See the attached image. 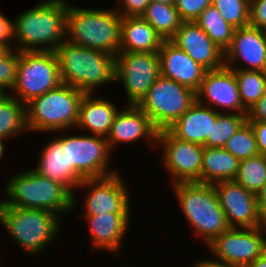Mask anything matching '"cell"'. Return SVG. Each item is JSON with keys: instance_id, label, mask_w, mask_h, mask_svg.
I'll use <instances>...</instances> for the list:
<instances>
[{"instance_id": "obj_1", "label": "cell", "mask_w": 266, "mask_h": 267, "mask_svg": "<svg viewBox=\"0 0 266 267\" xmlns=\"http://www.w3.org/2000/svg\"><path fill=\"white\" fill-rule=\"evenodd\" d=\"M67 11L65 0H45L18 15L13 22V37L19 44L15 49L55 51L66 40Z\"/></svg>"}, {"instance_id": "obj_2", "label": "cell", "mask_w": 266, "mask_h": 267, "mask_svg": "<svg viewBox=\"0 0 266 267\" xmlns=\"http://www.w3.org/2000/svg\"><path fill=\"white\" fill-rule=\"evenodd\" d=\"M54 52L63 84L92 94L97 86L115 81V56L107 52L75 45L67 40Z\"/></svg>"}, {"instance_id": "obj_3", "label": "cell", "mask_w": 266, "mask_h": 267, "mask_svg": "<svg viewBox=\"0 0 266 267\" xmlns=\"http://www.w3.org/2000/svg\"><path fill=\"white\" fill-rule=\"evenodd\" d=\"M121 17L115 8L103 11L68 4L66 39L75 45L116 56L120 52Z\"/></svg>"}, {"instance_id": "obj_4", "label": "cell", "mask_w": 266, "mask_h": 267, "mask_svg": "<svg viewBox=\"0 0 266 267\" xmlns=\"http://www.w3.org/2000/svg\"><path fill=\"white\" fill-rule=\"evenodd\" d=\"M5 187L9 200H1L0 206L43 209L57 215L73 209V194L33 169L16 174Z\"/></svg>"}, {"instance_id": "obj_5", "label": "cell", "mask_w": 266, "mask_h": 267, "mask_svg": "<svg viewBox=\"0 0 266 267\" xmlns=\"http://www.w3.org/2000/svg\"><path fill=\"white\" fill-rule=\"evenodd\" d=\"M173 185L185 218L207 246L229 228L213 184L181 182Z\"/></svg>"}, {"instance_id": "obj_6", "label": "cell", "mask_w": 266, "mask_h": 267, "mask_svg": "<svg viewBox=\"0 0 266 267\" xmlns=\"http://www.w3.org/2000/svg\"><path fill=\"white\" fill-rule=\"evenodd\" d=\"M84 92L61 83L25 105L27 131L54 132L76 127Z\"/></svg>"}, {"instance_id": "obj_7", "label": "cell", "mask_w": 266, "mask_h": 267, "mask_svg": "<svg viewBox=\"0 0 266 267\" xmlns=\"http://www.w3.org/2000/svg\"><path fill=\"white\" fill-rule=\"evenodd\" d=\"M0 223L17 245L39 254L59 231L58 215L48 210L0 206Z\"/></svg>"}, {"instance_id": "obj_8", "label": "cell", "mask_w": 266, "mask_h": 267, "mask_svg": "<svg viewBox=\"0 0 266 267\" xmlns=\"http://www.w3.org/2000/svg\"><path fill=\"white\" fill-rule=\"evenodd\" d=\"M61 83L58 59L54 51H19L16 82L12 91L20 96L17 99L21 103L26 105Z\"/></svg>"}, {"instance_id": "obj_9", "label": "cell", "mask_w": 266, "mask_h": 267, "mask_svg": "<svg viewBox=\"0 0 266 267\" xmlns=\"http://www.w3.org/2000/svg\"><path fill=\"white\" fill-rule=\"evenodd\" d=\"M195 101L192 89L160 75L137 105L160 131L171 126Z\"/></svg>"}, {"instance_id": "obj_10", "label": "cell", "mask_w": 266, "mask_h": 267, "mask_svg": "<svg viewBox=\"0 0 266 267\" xmlns=\"http://www.w3.org/2000/svg\"><path fill=\"white\" fill-rule=\"evenodd\" d=\"M115 81L123 82L128 103L137 105L161 75L158 52H119Z\"/></svg>"}, {"instance_id": "obj_11", "label": "cell", "mask_w": 266, "mask_h": 267, "mask_svg": "<svg viewBox=\"0 0 266 267\" xmlns=\"http://www.w3.org/2000/svg\"><path fill=\"white\" fill-rule=\"evenodd\" d=\"M262 227L228 228L209 245L218 261L237 267H247L266 252Z\"/></svg>"}, {"instance_id": "obj_12", "label": "cell", "mask_w": 266, "mask_h": 267, "mask_svg": "<svg viewBox=\"0 0 266 267\" xmlns=\"http://www.w3.org/2000/svg\"><path fill=\"white\" fill-rule=\"evenodd\" d=\"M110 152L112 153L106 137L98 135L67 136L68 166L82 180L115 174L116 171H111L107 167Z\"/></svg>"}, {"instance_id": "obj_13", "label": "cell", "mask_w": 266, "mask_h": 267, "mask_svg": "<svg viewBox=\"0 0 266 267\" xmlns=\"http://www.w3.org/2000/svg\"><path fill=\"white\" fill-rule=\"evenodd\" d=\"M157 144L163 146V161L174 183H201L202 145L179 140L167 129L158 132Z\"/></svg>"}, {"instance_id": "obj_14", "label": "cell", "mask_w": 266, "mask_h": 267, "mask_svg": "<svg viewBox=\"0 0 266 267\" xmlns=\"http://www.w3.org/2000/svg\"><path fill=\"white\" fill-rule=\"evenodd\" d=\"M213 187L230 228L262 226V215L255 193L246 190L234 180L215 182Z\"/></svg>"}, {"instance_id": "obj_15", "label": "cell", "mask_w": 266, "mask_h": 267, "mask_svg": "<svg viewBox=\"0 0 266 267\" xmlns=\"http://www.w3.org/2000/svg\"><path fill=\"white\" fill-rule=\"evenodd\" d=\"M118 172L100 178H86L77 187L91 188L85 197L83 216L106 213H129L130 205L126 184Z\"/></svg>"}, {"instance_id": "obj_16", "label": "cell", "mask_w": 266, "mask_h": 267, "mask_svg": "<svg viewBox=\"0 0 266 267\" xmlns=\"http://www.w3.org/2000/svg\"><path fill=\"white\" fill-rule=\"evenodd\" d=\"M204 98L208 101L202 100ZM196 101L207 107L215 105L218 108L233 110L232 113H248L240 100L234 69L225 65L219 69L207 70L196 92Z\"/></svg>"}, {"instance_id": "obj_17", "label": "cell", "mask_w": 266, "mask_h": 267, "mask_svg": "<svg viewBox=\"0 0 266 267\" xmlns=\"http://www.w3.org/2000/svg\"><path fill=\"white\" fill-rule=\"evenodd\" d=\"M170 41L207 70L224 66V52L195 21H183Z\"/></svg>"}, {"instance_id": "obj_18", "label": "cell", "mask_w": 266, "mask_h": 267, "mask_svg": "<svg viewBox=\"0 0 266 267\" xmlns=\"http://www.w3.org/2000/svg\"><path fill=\"white\" fill-rule=\"evenodd\" d=\"M238 58L239 60L242 59V61H245L248 66L246 68L232 67L231 63L235 65ZM224 65L230 69L266 72L264 31L250 25L235 29L232 42L224 52Z\"/></svg>"}, {"instance_id": "obj_19", "label": "cell", "mask_w": 266, "mask_h": 267, "mask_svg": "<svg viewBox=\"0 0 266 267\" xmlns=\"http://www.w3.org/2000/svg\"><path fill=\"white\" fill-rule=\"evenodd\" d=\"M161 76L172 79L197 92L207 72L186 52L170 40H164L158 51Z\"/></svg>"}, {"instance_id": "obj_20", "label": "cell", "mask_w": 266, "mask_h": 267, "mask_svg": "<svg viewBox=\"0 0 266 267\" xmlns=\"http://www.w3.org/2000/svg\"><path fill=\"white\" fill-rule=\"evenodd\" d=\"M128 105L116 114L106 137L110 149L116 143H131L144 136L148 138V142L156 145L159 130L138 105Z\"/></svg>"}, {"instance_id": "obj_21", "label": "cell", "mask_w": 266, "mask_h": 267, "mask_svg": "<svg viewBox=\"0 0 266 267\" xmlns=\"http://www.w3.org/2000/svg\"><path fill=\"white\" fill-rule=\"evenodd\" d=\"M40 156L38 167L34 168L40 175L64 185L73 194V190L83 181L69 166L67 156V136H58L45 144Z\"/></svg>"}, {"instance_id": "obj_22", "label": "cell", "mask_w": 266, "mask_h": 267, "mask_svg": "<svg viewBox=\"0 0 266 267\" xmlns=\"http://www.w3.org/2000/svg\"><path fill=\"white\" fill-rule=\"evenodd\" d=\"M218 114L216 110L195 101L167 130L179 140L206 146V139L211 137L212 124Z\"/></svg>"}, {"instance_id": "obj_23", "label": "cell", "mask_w": 266, "mask_h": 267, "mask_svg": "<svg viewBox=\"0 0 266 267\" xmlns=\"http://www.w3.org/2000/svg\"><path fill=\"white\" fill-rule=\"evenodd\" d=\"M130 213H106L82 216L90 224L92 244L96 248L117 252L129 226Z\"/></svg>"}, {"instance_id": "obj_24", "label": "cell", "mask_w": 266, "mask_h": 267, "mask_svg": "<svg viewBox=\"0 0 266 267\" xmlns=\"http://www.w3.org/2000/svg\"><path fill=\"white\" fill-rule=\"evenodd\" d=\"M163 41L142 16L121 17L120 52H158Z\"/></svg>"}, {"instance_id": "obj_25", "label": "cell", "mask_w": 266, "mask_h": 267, "mask_svg": "<svg viewBox=\"0 0 266 267\" xmlns=\"http://www.w3.org/2000/svg\"><path fill=\"white\" fill-rule=\"evenodd\" d=\"M84 94L79 106L77 127L87 129L93 135L107 137L116 114L119 112L111 101L92 98Z\"/></svg>"}, {"instance_id": "obj_26", "label": "cell", "mask_w": 266, "mask_h": 267, "mask_svg": "<svg viewBox=\"0 0 266 267\" xmlns=\"http://www.w3.org/2000/svg\"><path fill=\"white\" fill-rule=\"evenodd\" d=\"M240 160L223 147H203L201 183L234 180Z\"/></svg>"}, {"instance_id": "obj_27", "label": "cell", "mask_w": 266, "mask_h": 267, "mask_svg": "<svg viewBox=\"0 0 266 267\" xmlns=\"http://www.w3.org/2000/svg\"><path fill=\"white\" fill-rule=\"evenodd\" d=\"M141 16L156 30L163 40H170L183 22L175 5L158 2H150Z\"/></svg>"}, {"instance_id": "obj_28", "label": "cell", "mask_w": 266, "mask_h": 267, "mask_svg": "<svg viewBox=\"0 0 266 267\" xmlns=\"http://www.w3.org/2000/svg\"><path fill=\"white\" fill-rule=\"evenodd\" d=\"M25 130V105L11 93L0 94V139L6 140Z\"/></svg>"}, {"instance_id": "obj_29", "label": "cell", "mask_w": 266, "mask_h": 267, "mask_svg": "<svg viewBox=\"0 0 266 267\" xmlns=\"http://www.w3.org/2000/svg\"><path fill=\"white\" fill-rule=\"evenodd\" d=\"M195 22L219 49L225 52L229 48L235 28L224 20L215 6L209 5Z\"/></svg>"}, {"instance_id": "obj_30", "label": "cell", "mask_w": 266, "mask_h": 267, "mask_svg": "<svg viewBox=\"0 0 266 267\" xmlns=\"http://www.w3.org/2000/svg\"><path fill=\"white\" fill-rule=\"evenodd\" d=\"M243 107L249 109L266 93V72L234 69Z\"/></svg>"}, {"instance_id": "obj_31", "label": "cell", "mask_w": 266, "mask_h": 267, "mask_svg": "<svg viewBox=\"0 0 266 267\" xmlns=\"http://www.w3.org/2000/svg\"><path fill=\"white\" fill-rule=\"evenodd\" d=\"M234 181L257 194L266 183V156L259 154L241 160Z\"/></svg>"}, {"instance_id": "obj_32", "label": "cell", "mask_w": 266, "mask_h": 267, "mask_svg": "<svg viewBox=\"0 0 266 267\" xmlns=\"http://www.w3.org/2000/svg\"><path fill=\"white\" fill-rule=\"evenodd\" d=\"M247 121V114L219 113L212 124L211 137H207V147H224L227 140Z\"/></svg>"}, {"instance_id": "obj_33", "label": "cell", "mask_w": 266, "mask_h": 267, "mask_svg": "<svg viewBox=\"0 0 266 267\" xmlns=\"http://www.w3.org/2000/svg\"><path fill=\"white\" fill-rule=\"evenodd\" d=\"M223 148L240 161L259 155L253 129L247 121L227 140Z\"/></svg>"}, {"instance_id": "obj_34", "label": "cell", "mask_w": 266, "mask_h": 267, "mask_svg": "<svg viewBox=\"0 0 266 267\" xmlns=\"http://www.w3.org/2000/svg\"><path fill=\"white\" fill-rule=\"evenodd\" d=\"M212 5L235 29L249 25L250 0H212Z\"/></svg>"}, {"instance_id": "obj_35", "label": "cell", "mask_w": 266, "mask_h": 267, "mask_svg": "<svg viewBox=\"0 0 266 267\" xmlns=\"http://www.w3.org/2000/svg\"><path fill=\"white\" fill-rule=\"evenodd\" d=\"M18 58L19 51L15 50V46L0 58V94H8L4 88L12 90L16 82Z\"/></svg>"}, {"instance_id": "obj_36", "label": "cell", "mask_w": 266, "mask_h": 267, "mask_svg": "<svg viewBox=\"0 0 266 267\" xmlns=\"http://www.w3.org/2000/svg\"><path fill=\"white\" fill-rule=\"evenodd\" d=\"M212 0H176L175 8L183 21H195Z\"/></svg>"}, {"instance_id": "obj_37", "label": "cell", "mask_w": 266, "mask_h": 267, "mask_svg": "<svg viewBox=\"0 0 266 267\" xmlns=\"http://www.w3.org/2000/svg\"><path fill=\"white\" fill-rule=\"evenodd\" d=\"M249 25L266 29V0H250Z\"/></svg>"}, {"instance_id": "obj_38", "label": "cell", "mask_w": 266, "mask_h": 267, "mask_svg": "<svg viewBox=\"0 0 266 267\" xmlns=\"http://www.w3.org/2000/svg\"><path fill=\"white\" fill-rule=\"evenodd\" d=\"M122 5L121 8H124L119 10H116L121 16H141L147 6L150 3V0H120Z\"/></svg>"}, {"instance_id": "obj_39", "label": "cell", "mask_w": 266, "mask_h": 267, "mask_svg": "<svg viewBox=\"0 0 266 267\" xmlns=\"http://www.w3.org/2000/svg\"><path fill=\"white\" fill-rule=\"evenodd\" d=\"M254 132L259 154L266 156V122L247 121Z\"/></svg>"}, {"instance_id": "obj_40", "label": "cell", "mask_w": 266, "mask_h": 267, "mask_svg": "<svg viewBox=\"0 0 266 267\" xmlns=\"http://www.w3.org/2000/svg\"><path fill=\"white\" fill-rule=\"evenodd\" d=\"M247 121L266 122V93L249 109Z\"/></svg>"}, {"instance_id": "obj_41", "label": "cell", "mask_w": 266, "mask_h": 267, "mask_svg": "<svg viewBox=\"0 0 266 267\" xmlns=\"http://www.w3.org/2000/svg\"><path fill=\"white\" fill-rule=\"evenodd\" d=\"M13 37V22L0 12V43L9 44Z\"/></svg>"}, {"instance_id": "obj_42", "label": "cell", "mask_w": 266, "mask_h": 267, "mask_svg": "<svg viewBox=\"0 0 266 267\" xmlns=\"http://www.w3.org/2000/svg\"><path fill=\"white\" fill-rule=\"evenodd\" d=\"M257 205L261 215L266 212V183L256 194Z\"/></svg>"}, {"instance_id": "obj_43", "label": "cell", "mask_w": 266, "mask_h": 267, "mask_svg": "<svg viewBox=\"0 0 266 267\" xmlns=\"http://www.w3.org/2000/svg\"><path fill=\"white\" fill-rule=\"evenodd\" d=\"M195 267H237V266L230 265L228 263L221 262L216 259L214 260L206 259V260L197 262V264H195Z\"/></svg>"}, {"instance_id": "obj_44", "label": "cell", "mask_w": 266, "mask_h": 267, "mask_svg": "<svg viewBox=\"0 0 266 267\" xmlns=\"http://www.w3.org/2000/svg\"><path fill=\"white\" fill-rule=\"evenodd\" d=\"M247 267H266V252Z\"/></svg>"}, {"instance_id": "obj_45", "label": "cell", "mask_w": 266, "mask_h": 267, "mask_svg": "<svg viewBox=\"0 0 266 267\" xmlns=\"http://www.w3.org/2000/svg\"><path fill=\"white\" fill-rule=\"evenodd\" d=\"M12 45L0 43V58L5 56L12 48Z\"/></svg>"}, {"instance_id": "obj_46", "label": "cell", "mask_w": 266, "mask_h": 267, "mask_svg": "<svg viewBox=\"0 0 266 267\" xmlns=\"http://www.w3.org/2000/svg\"><path fill=\"white\" fill-rule=\"evenodd\" d=\"M176 0H150V2H158V3H163L167 5H175Z\"/></svg>"}, {"instance_id": "obj_47", "label": "cell", "mask_w": 266, "mask_h": 267, "mask_svg": "<svg viewBox=\"0 0 266 267\" xmlns=\"http://www.w3.org/2000/svg\"><path fill=\"white\" fill-rule=\"evenodd\" d=\"M3 141H4L3 139H0V159L4 156V151H5Z\"/></svg>"}, {"instance_id": "obj_48", "label": "cell", "mask_w": 266, "mask_h": 267, "mask_svg": "<svg viewBox=\"0 0 266 267\" xmlns=\"http://www.w3.org/2000/svg\"><path fill=\"white\" fill-rule=\"evenodd\" d=\"M262 229L266 231V212L262 215Z\"/></svg>"}, {"instance_id": "obj_49", "label": "cell", "mask_w": 266, "mask_h": 267, "mask_svg": "<svg viewBox=\"0 0 266 267\" xmlns=\"http://www.w3.org/2000/svg\"><path fill=\"white\" fill-rule=\"evenodd\" d=\"M264 31L265 45H266V29Z\"/></svg>"}]
</instances>
